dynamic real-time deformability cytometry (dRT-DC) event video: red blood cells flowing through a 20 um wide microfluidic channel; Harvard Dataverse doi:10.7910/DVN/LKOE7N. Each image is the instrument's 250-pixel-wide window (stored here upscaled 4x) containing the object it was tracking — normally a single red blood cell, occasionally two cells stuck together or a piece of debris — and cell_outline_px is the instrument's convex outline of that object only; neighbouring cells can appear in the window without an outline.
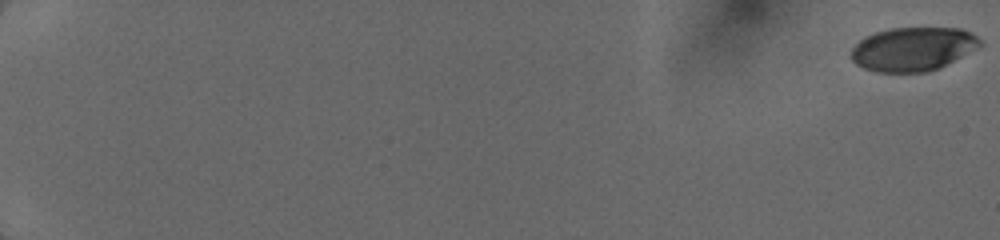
{"species": "human", "species_latin": "Homo sapiens", "temperature_condition": "cold", "stored_images_in_passage": 12, "camera_frame_rate_fps": 3000, "um_per_image_px": 0.085, "donor": {"sex": "female"}, "frame": {"image": 1, "passage_image": 1, "time_ms": 0.0, "image_size_px": [1000, 240], "cell_outline_px": [[984, 44], [936, 68], [924, 72], [876, 72], [864, 68], [856, 64], [848, 56], [852, 48], [864, 36], [876, 32], [892, 28], [960, 28], [976, 36]], "centroid_in_image_um": [77.53, 4.16], "position_along_channel_um": 7.5, "area_um2": 32.48}}
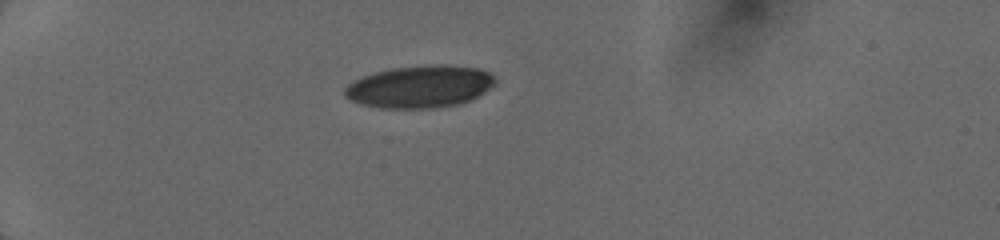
{"frame": {"image": 2, "passage_image": 9, "time_ms": 5.667, "image_size_px": [1000, 240], "cell_outline_px": [[496, 84], [484, 92], [468, 100], [456, 104], [432, 108], [380, 108], [364, 104], [352, 100], [344, 96], [344, 88], [352, 80], [376, 72], [392, 68], [476, 68], [488, 72], [496, 80]], "centroid_in_image_um": [35.62, 7.42], "position_along_channel_um": 49.4, "area_um2": 35.43}}
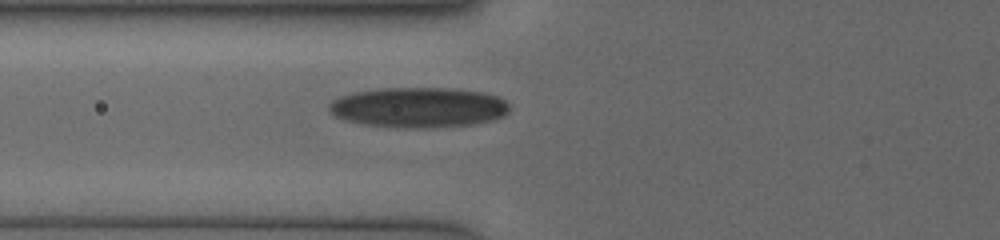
{"frame": {"image": 3, "passage_image": 12, "time_ms": 7.667, "image_size_px": [1000, 240], "cell_outline_px": [[508, 112], [504, 116], [492, 120], [472, 124], [428, 128], [404, 128], [364, 124], [344, 120], [332, 116], [328, 112], [328, 104], [332, 100], [340, 96], [356, 92], [380, 88], [452, 88], [484, 92], [496, 96], [504, 100], [508, 104]], "centroid_in_image_um": [35.54, 9.13], "position_along_channel_um": 90.3, "area_um2": 42.54}}